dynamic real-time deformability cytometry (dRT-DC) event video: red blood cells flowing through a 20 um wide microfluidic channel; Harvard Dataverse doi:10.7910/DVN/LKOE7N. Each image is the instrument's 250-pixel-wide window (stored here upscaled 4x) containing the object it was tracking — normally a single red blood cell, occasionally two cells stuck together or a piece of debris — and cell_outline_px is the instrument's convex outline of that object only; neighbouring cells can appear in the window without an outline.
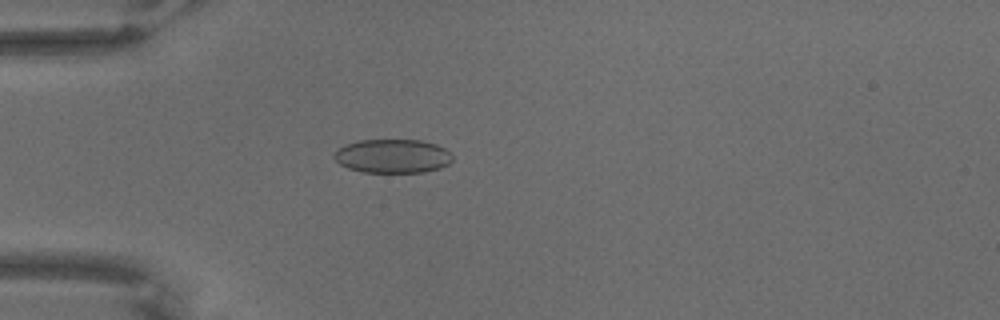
{"species": "common noctule bat (a hibernating species)", "species_latin": "Nyctalus noctula", "temperature_condition": "warm", "stored_images_in_passage": 67, "camera_frame_rate_fps": 3000, "um_per_image_px": 0.085, "animal": {"sex": "male", "body_mass_g": 18.8}, "frame": {"image": 1, "passage_image": 20, "time_ms": 6.333, "image_size_px": [1000, 320], "cell_outline_px": [[452, 160], [448, 164], [440, 168], [424, 172], [364, 172], [348, 168], [340, 164], [332, 156], [344, 144], [360, 140], [420, 140], [436, 144], [452, 152]], "centroid_in_image_um": [33.39, 13.26], "position_along_channel_um": 51.6, "area_um2": 23.35}}
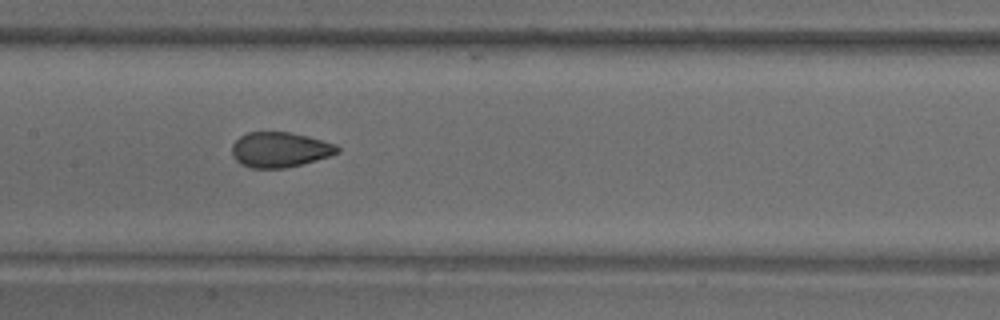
{"frame": {"image": 2, "passage_image": 34, "time_ms": 11.0, "image_size_px": [1000, 320], "cell_outline_px": [[340, 152], [316, 160], [284, 168], [252, 168], [240, 164], [232, 156], [232, 144], [240, 136], [248, 132], [288, 132], [308, 136], [336, 144], [340, 148]], "centroid_in_image_um": [23.77, 12.72], "position_along_channel_um": 183.6, "area_um2": 21.56}}
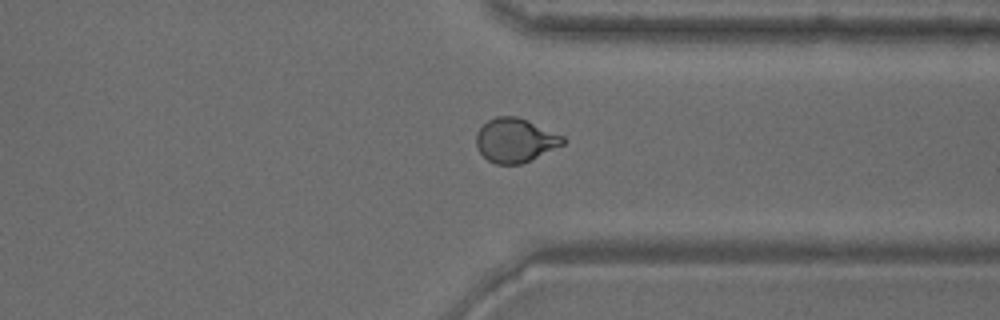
{"frame": {"image": 3, "passage_image": 52, "time_ms": 17.0, "image_size_px": [1000, 320], "cell_outline_px": [[564, 144], [520, 164], [496, 164], [488, 160], [480, 152], [476, 144], [476, 132], [488, 120], [496, 116], [516, 116], [564, 136]], "centroid_in_image_um": [43.76, 11.92], "position_along_channel_um": 367.6, "area_um2": 21.85}}